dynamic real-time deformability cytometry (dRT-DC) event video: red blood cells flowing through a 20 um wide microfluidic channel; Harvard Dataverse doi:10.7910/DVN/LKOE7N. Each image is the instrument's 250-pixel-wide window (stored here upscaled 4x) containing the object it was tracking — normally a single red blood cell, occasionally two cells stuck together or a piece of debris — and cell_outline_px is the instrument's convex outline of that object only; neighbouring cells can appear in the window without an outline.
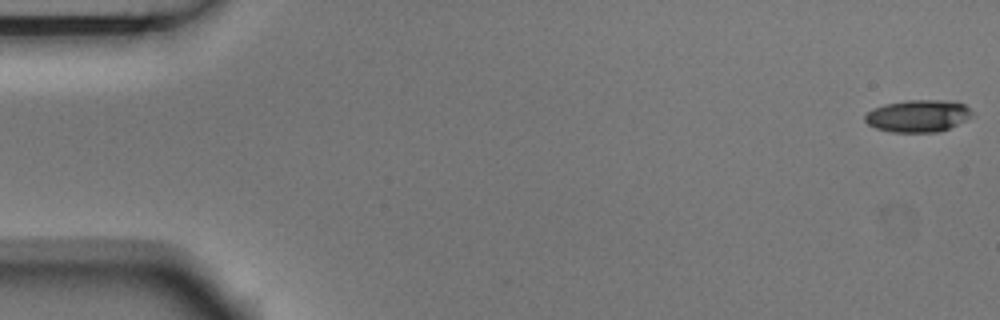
{"species": "Egyptian fruit bat (a non-hibernating species)", "species_latin": "Rousettus aegyptiacus", "temperature_condition": "room temperature", "stored_images_in_passage": 14, "camera_frame_rate_fps": 3000, "um_per_image_px": 0.085, "animal": {"sex": "male"}, "frame": {"image": 1, "passage_image": 1, "time_ms": 0.0, "image_size_px": [1000, 320], "cell_outline_px": [[976, 116], [940, 132], [892, 132], [876, 128], [868, 124], [864, 120], [864, 116], [872, 108], [884, 104], [908, 100], [956, 100], [964, 104]], "centroid_in_image_um": [78.07, 9.84], "position_along_channel_um": 6.9, "area_um2": 20.4}}
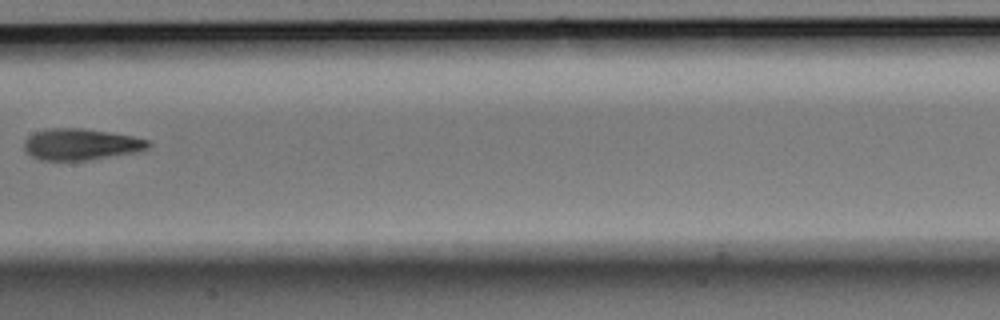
{"frame": {"image": 2, "passage_image": 8, "time_ms": 2.333, "image_size_px": [1000, 320], "cell_outline_px": [[152, 144], [148, 148], [136, 152], [88, 160], [40, 160], [32, 156], [24, 148], [24, 140], [28, 136], [36, 132], [52, 128], [80, 128], [108, 132], [132, 136], [148, 140]], "centroid_in_image_um": [6.88, 12.27], "position_along_channel_um": 200.5, "area_um2": 22.48}}
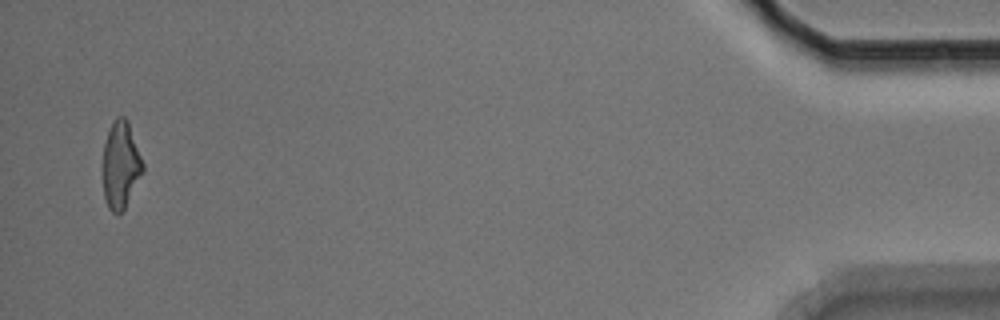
{"frame": {"image": 3, "passage_image": 14, "time_ms": 4.333, "image_size_px": [1000, 320], "cell_outline_px": [[144, 172], [124, 208], [120, 212], [112, 212], [108, 208], [104, 196], [104, 144], [108, 128], [116, 116], [124, 116], [128, 120], [144, 164]], "centroid_in_image_um": [10.28, 13.97], "position_along_channel_um": 424.9, "area_um2": 20.17}}